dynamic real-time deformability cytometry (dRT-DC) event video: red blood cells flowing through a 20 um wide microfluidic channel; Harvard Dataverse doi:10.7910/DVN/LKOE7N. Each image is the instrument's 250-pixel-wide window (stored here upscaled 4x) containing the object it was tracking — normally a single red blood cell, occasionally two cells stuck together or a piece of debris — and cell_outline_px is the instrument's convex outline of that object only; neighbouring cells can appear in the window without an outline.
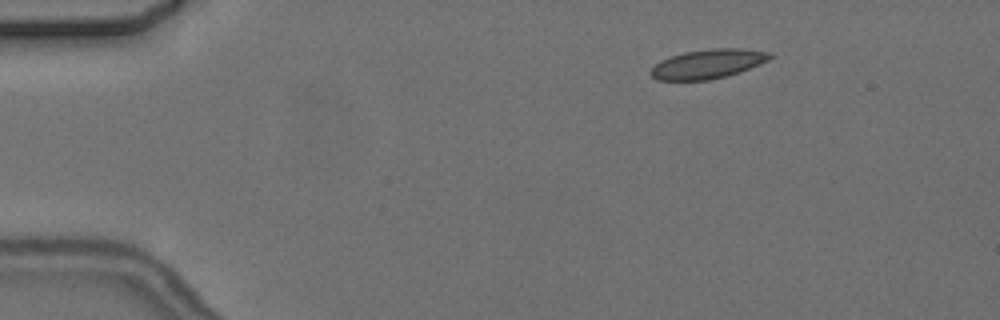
{"species": "common noctule bat (a hibernating species)", "species_latin": "Nyctalus noctula", "temperature_condition": "cold", "stored_images_in_passage": 3, "camera_frame_rate_fps": 3000, "um_per_image_px": 0.085, "animal": {"sex": "female", "body_mass_g": 24.6, "forearm_length_mm": 56.2}, "frame": {"image": 1, "passage_image": 3, "time_ms": 2.333, "image_size_px": [1000, 320], "cell_outline_px": [[772, 56], [768, 60], [760, 64], [740, 72], [728, 76], [708, 80], [656, 80], [648, 72], [660, 60], [668, 56], [684, 52], [708, 48], [740, 48], [772, 52]], "centroid_in_image_um": [60.16, 5.42], "position_along_channel_um": 24.8, "area_um2": 20.58}}